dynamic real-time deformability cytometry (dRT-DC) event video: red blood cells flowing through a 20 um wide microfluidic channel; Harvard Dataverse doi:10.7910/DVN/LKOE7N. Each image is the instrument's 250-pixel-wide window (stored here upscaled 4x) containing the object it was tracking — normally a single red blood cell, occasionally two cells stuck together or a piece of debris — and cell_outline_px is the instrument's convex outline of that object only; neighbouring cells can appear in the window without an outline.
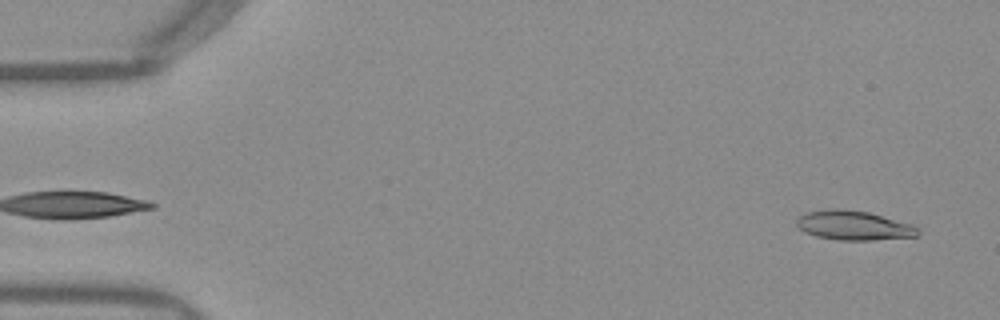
{"species": "Egyptian fruit bat (a non-hibernating species)", "species_latin": "Rousettus aegyptiacus", "temperature_condition": "warm", "stored_images_in_passage": 50, "camera_frame_rate_fps": 3000, "um_per_image_px": 0.085, "frame": {"image": 1, "passage_image": 2, "time_ms": 0.333, "image_size_px": [1000, 320], "cell_outline_px": [[920, 236], [872, 240], [840, 240], [816, 236], [804, 232], [796, 224], [796, 220], [800, 216], [808, 212], [840, 208], [868, 212], [912, 224], [920, 228]], "centroid_in_image_um": [72.62, 19.17], "position_along_channel_um": 12.4, "area_um2": 20.69}}
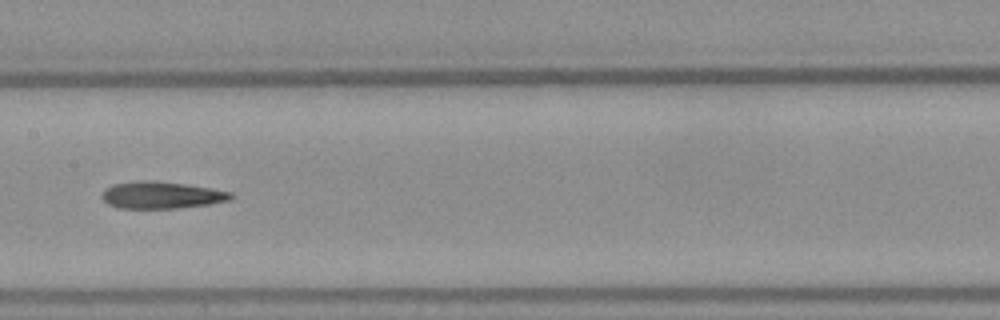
{"frame": {"image": 2, "passage_image": 25, "time_ms": 8.0, "image_size_px": [1000, 320], "cell_outline_px": [[236, 196], [228, 200], [208, 204], [176, 208], [120, 208], [108, 204], [100, 196], [104, 188], [112, 184], [144, 180], [148, 180], [184, 184], [212, 188], [232, 192]], "centroid_in_image_um": [13.71, 16.58], "position_along_channel_um": 193.7, "area_um2": 20.23}}
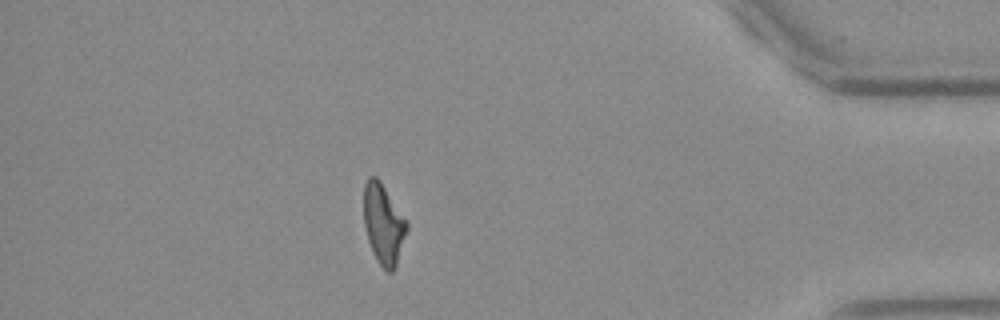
{"frame": {"image": 3, "passage_image": 44, "time_ms": 14.333, "image_size_px": [1000, 320], "cell_outline_px": [[408, 228], [396, 264], [392, 272], [388, 272], [376, 260], [372, 252], [368, 240], [364, 224], [364, 184], [368, 176], [376, 176], [380, 180], [408, 220]], "centroid_in_image_um": [32.6, 19.0], "position_along_channel_um": 402.6, "area_um2": 20.23}, "authors_computed_cell_mechanics": {"area_um2": 20.23, "velocity_mm_per_s": 3.9702, "shape_relaxation_time_tau1_ms": null, "shape_relaxation_time_tau2_ms": 7.5707, "deformation_change_tau1": null, "deformation_change_tau2": 0.2312}}